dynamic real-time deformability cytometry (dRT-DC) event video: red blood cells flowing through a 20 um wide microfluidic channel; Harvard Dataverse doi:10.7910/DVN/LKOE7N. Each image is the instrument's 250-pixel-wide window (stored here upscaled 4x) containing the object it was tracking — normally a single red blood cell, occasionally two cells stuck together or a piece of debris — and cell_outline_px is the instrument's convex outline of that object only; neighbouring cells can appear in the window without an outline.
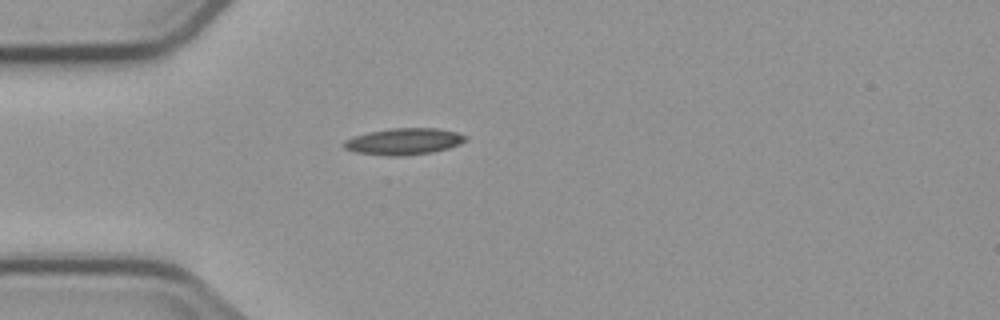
{"species": "common noctule bat (a hibernating species)", "species_latin": "Nyctalus noctula", "temperature_condition": "cold", "stored_images_in_passage": 1, "camera_frame_rate_fps": 3000, "um_per_image_px": 0.085, "animal": {"sex": "male", "body_mass_g": 23.1, "forearm_length_mm": 52.7}, "frame": {"image": 1, "passage_image": 1, "time_ms": 0.0, "image_size_px": [1000, 320], "cell_outline_px": [[468, 140], [460, 144], [448, 148], [432, 152], [396, 156], [388, 156], [356, 152], [344, 148], [344, 140], [352, 136], [368, 132], [392, 128], [440, 128], [456, 132], [468, 136]], "centroid_in_image_um": [34.35, 12.01], "position_along_channel_um": 50.7, "area_um2": 18.84}}